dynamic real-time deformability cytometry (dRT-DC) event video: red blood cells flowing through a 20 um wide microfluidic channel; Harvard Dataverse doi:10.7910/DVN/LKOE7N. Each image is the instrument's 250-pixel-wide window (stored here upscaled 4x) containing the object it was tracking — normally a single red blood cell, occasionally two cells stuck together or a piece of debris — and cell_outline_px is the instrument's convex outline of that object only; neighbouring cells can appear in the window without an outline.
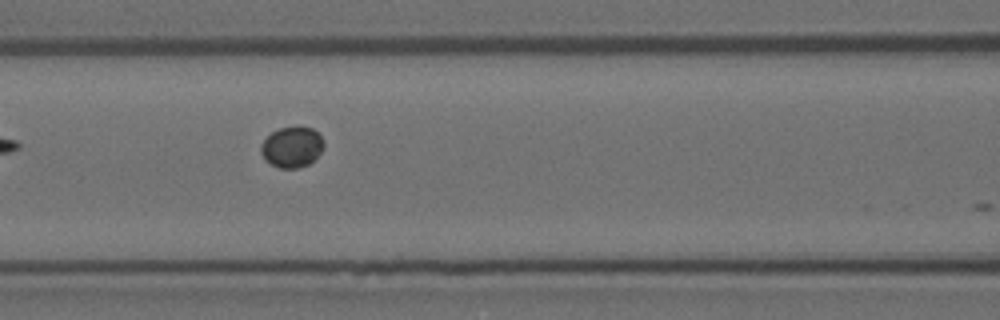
{"species": "Egyptian fruit bat (a non-hibernating species)", "species_latin": "Rousettus aegyptiacus", "temperature_condition": "room temperature", "stored_images_in_passage": 7, "camera_frame_rate_fps": 3000, "um_per_image_px": 0.085, "animal": {"sex": "female"}, "frame": {"image": 1, "passage_image": 6, "time_ms": 1.667, "image_size_px": [1000, 320], "cell_outline_px": [[324, 144], [320, 152], [308, 164], [300, 168], [280, 168], [264, 160], [260, 152], [260, 144], [272, 132], [280, 128], [312, 128], [320, 136]], "centroid_in_image_um": [24.77, 12.52], "position_along_channel_um": 141.8, "area_um2": 14.57}}
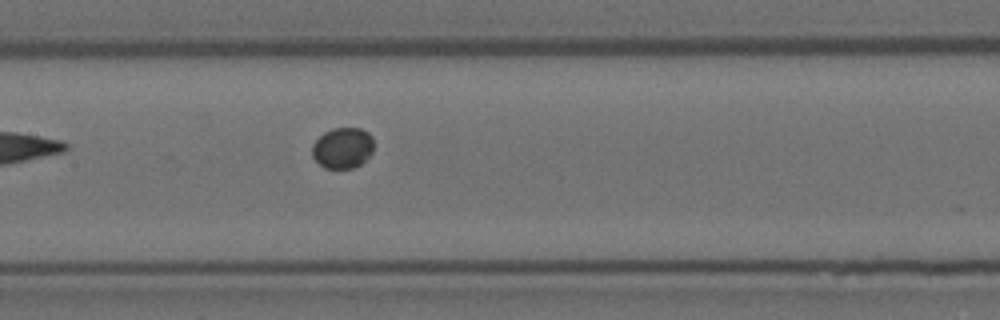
{"frame": {"image": 2, "passage_image": 7, "time_ms": 2.0, "image_size_px": [1000, 320], "cell_outline_px": [[372, 152], [360, 164], [352, 168], [324, 168], [312, 156], [312, 144], [324, 132], [332, 128], [360, 128], [368, 132], [372, 136]], "centroid_in_image_um": [29.1, 12.56], "position_along_channel_um": 178.3, "area_um2": 14.57}}